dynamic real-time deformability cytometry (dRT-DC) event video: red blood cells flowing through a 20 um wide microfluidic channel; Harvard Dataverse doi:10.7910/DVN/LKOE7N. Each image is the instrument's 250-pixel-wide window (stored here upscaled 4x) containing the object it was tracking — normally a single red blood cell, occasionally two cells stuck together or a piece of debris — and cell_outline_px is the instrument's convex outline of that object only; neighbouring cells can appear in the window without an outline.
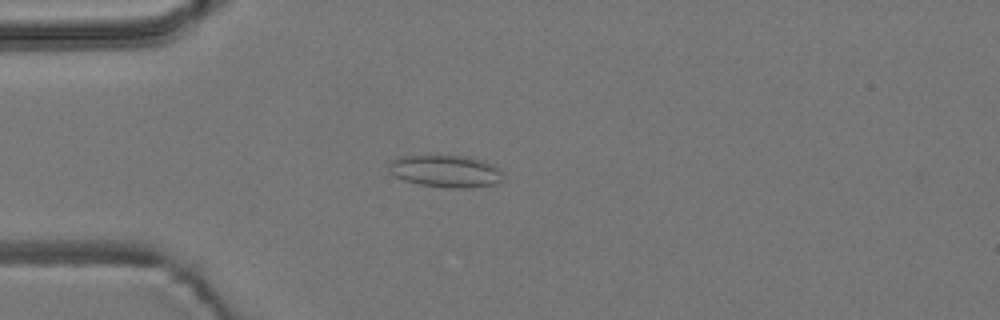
{"species": "common noctule bat (a hibernating species)", "species_latin": "Nyctalus noctula", "temperature_condition": "room temperature", "stored_images_in_passage": 54, "camera_frame_rate_fps": 3000, "um_per_image_px": 0.085, "animal": {"sex": "male", "body_mass_g": 19.2, "forearm_length_mm": 51.8}, "frame": {"image": 1, "passage_image": 14, "time_ms": 4.333, "image_size_px": [1000, 320], "cell_outline_px": [[500, 180], [496, 184], [468, 188], [448, 188], [420, 184], [404, 180], [388, 172], [388, 164], [392, 160], [400, 156], [464, 156], [484, 160], [500, 168]], "centroid_in_image_um": [37.86, 14.55], "position_along_channel_um": 47.1, "area_um2": 21.33}}
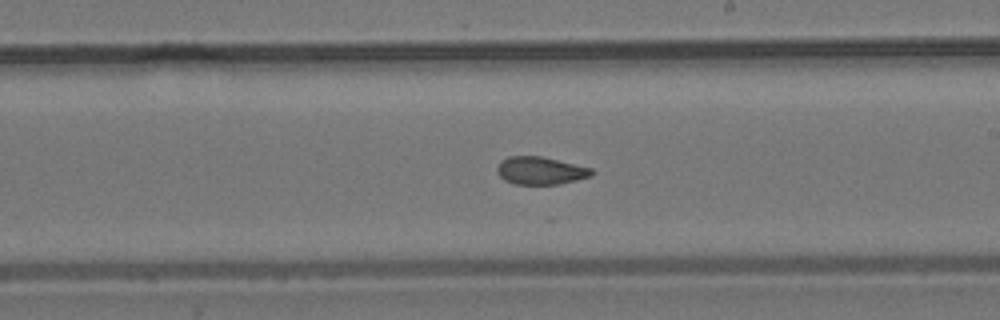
{"frame": {"image": 2, "passage_image": 31, "time_ms": 10.0, "image_size_px": [1000, 320], "cell_outline_px": [[596, 172], [592, 176], [560, 184], [516, 184], [504, 180], [496, 172], [496, 168], [500, 160], [508, 156], [540, 156], [592, 168]], "centroid_in_image_um": [45.93, 14.5], "position_along_channel_um": 243.1, "area_um2": 15.37}}
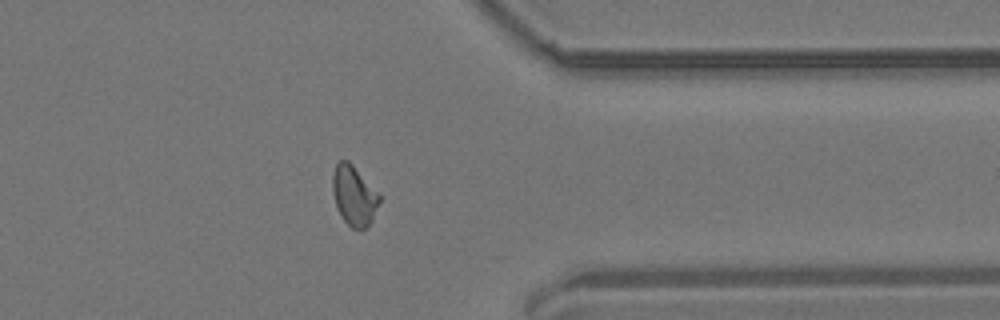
{"frame": {"image": 3, "passage_image": 43, "time_ms": 14.0, "image_size_px": [1000, 320], "cell_outline_px": [[380, 200], [372, 220], [364, 228], [352, 228], [344, 220], [336, 204], [332, 192], [332, 176], [336, 164], [340, 160], [348, 160], [352, 164], [380, 196]], "centroid_in_image_um": [30.07, 16.6], "position_along_channel_um": 381.3, "area_um2": 15.84}, "authors_computed_cell_mechanics": {"area_um2": 16.0973, "velocity_mm_per_s": 3.7163, "shape_relaxation_time_tau1_ms": null, "shape_relaxation_time_tau2_ms": 1.4545, "deformation_change_tau1": null, "deformation_change_tau2": 0.0699}}